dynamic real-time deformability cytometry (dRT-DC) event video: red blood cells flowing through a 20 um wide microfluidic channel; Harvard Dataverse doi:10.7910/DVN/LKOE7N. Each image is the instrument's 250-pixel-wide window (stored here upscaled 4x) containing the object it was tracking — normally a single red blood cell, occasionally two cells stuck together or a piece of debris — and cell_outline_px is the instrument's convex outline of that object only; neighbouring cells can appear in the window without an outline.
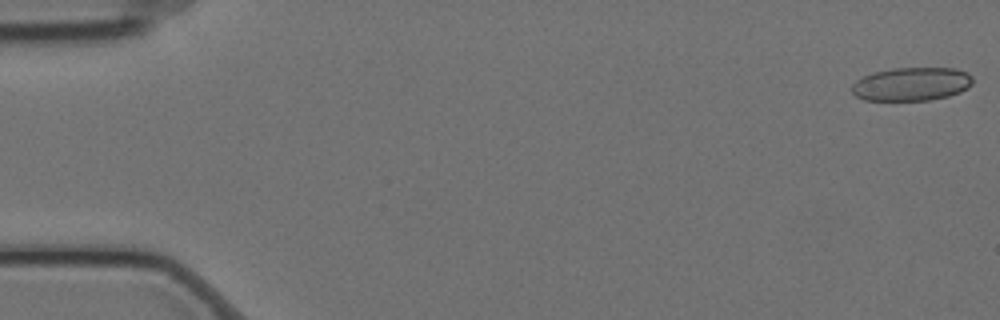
{"species": "Egyptian fruit bat (a non-hibernating species)", "species_latin": "Rousettus aegyptiacus", "temperature_condition": "cold", "stored_images_in_passage": 11, "camera_frame_rate_fps": 3000, "um_per_image_px": 0.085, "animal": {"sex": "female"}, "frame": {"image": 1, "passage_image": 1, "time_ms": 0.0, "image_size_px": [1000, 320], "cell_outline_px": [[972, 84], [968, 88], [960, 92], [948, 96], [928, 100], [864, 100], [856, 96], [852, 92], [852, 84], [856, 80], [872, 72], [892, 68], [956, 68], [968, 72], [972, 76]], "centroid_in_image_um": [77.49, 7.14], "position_along_channel_um": 7.5, "area_um2": 23.7}}